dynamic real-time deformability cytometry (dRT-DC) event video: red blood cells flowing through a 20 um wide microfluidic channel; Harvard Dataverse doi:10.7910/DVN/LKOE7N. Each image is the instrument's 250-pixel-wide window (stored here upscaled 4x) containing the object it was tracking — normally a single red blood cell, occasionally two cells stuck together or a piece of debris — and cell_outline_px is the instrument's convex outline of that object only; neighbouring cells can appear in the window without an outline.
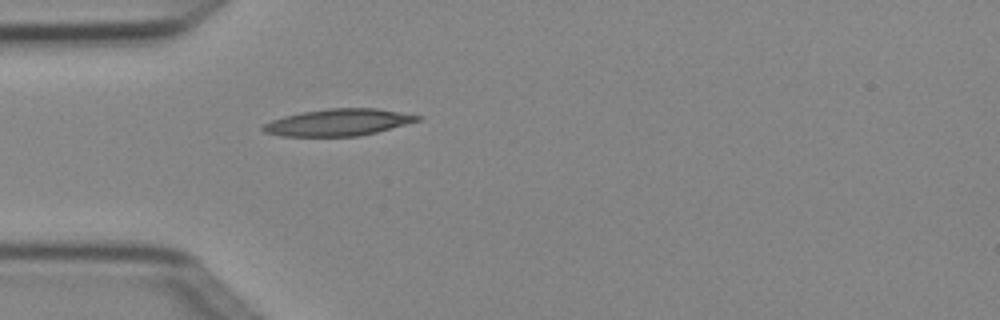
{"species": "Egyptian fruit bat (a non-hibernating species)", "species_latin": "Rousettus aegyptiacus", "temperature_condition": "cold", "stored_images_in_passage": 1, "camera_frame_rate_fps": 3000, "um_per_image_px": 0.085, "animal": {"sex": "female"}, "frame": {"image": 1, "passage_image": 1, "time_ms": 0.0, "image_size_px": [1000, 320], "cell_outline_px": [[424, 116], [420, 120], [376, 132], [360, 136], [280, 136], [264, 132], [260, 128], [264, 124], [272, 120], [284, 116], [304, 112], [328, 108], [376, 108]], "centroid_in_image_um": [28.75, 10.4], "position_along_channel_um": 56.3, "area_um2": 24.04}}